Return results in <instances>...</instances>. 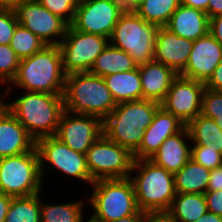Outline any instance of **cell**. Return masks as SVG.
<instances>
[{"instance_id":"cell-1","label":"cell","mask_w":222,"mask_h":222,"mask_svg":"<svg viewBox=\"0 0 222 222\" xmlns=\"http://www.w3.org/2000/svg\"><path fill=\"white\" fill-rule=\"evenodd\" d=\"M65 77L59 46L46 45L41 51L20 60L15 78L3 89V99H12L18 88L30 92L63 94Z\"/></svg>"},{"instance_id":"cell-2","label":"cell","mask_w":222,"mask_h":222,"mask_svg":"<svg viewBox=\"0 0 222 222\" xmlns=\"http://www.w3.org/2000/svg\"><path fill=\"white\" fill-rule=\"evenodd\" d=\"M20 93L18 96L17 92L14 100L3 99L6 109L23 125L35 141L55 135L61 115L65 110L63 94L30 91L23 93L22 90Z\"/></svg>"},{"instance_id":"cell-3","label":"cell","mask_w":222,"mask_h":222,"mask_svg":"<svg viewBox=\"0 0 222 222\" xmlns=\"http://www.w3.org/2000/svg\"><path fill=\"white\" fill-rule=\"evenodd\" d=\"M160 107V103L146 99L119 103L103 120V134L133 154Z\"/></svg>"},{"instance_id":"cell-4","label":"cell","mask_w":222,"mask_h":222,"mask_svg":"<svg viewBox=\"0 0 222 222\" xmlns=\"http://www.w3.org/2000/svg\"><path fill=\"white\" fill-rule=\"evenodd\" d=\"M129 178L140 211L148 215H164L169 210L176 195L173 173L149 159H140L134 160Z\"/></svg>"},{"instance_id":"cell-5","label":"cell","mask_w":222,"mask_h":222,"mask_svg":"<svg viewBox=\"0 0 222 222\" xmlns=\"http://www.w3.org/2000/svg\"><path fill=\"white\" fill-rule=\"evenodd\" d=\"M63 100L70 113L95 115L102 121L117 106L104 78L90 72L66 75Z\"/></svg>"},{"instance_id":"cell-6","label":"cell","mask_w":222,"mask_h":222,"mask_svg":"<svg viewBox=\"0 0 222 222\" xmlns=\"http://www.w3.org/2000/svg\"><path fill=\"white\" fill-rule=\"evenodd\" d=\"M91 188L86 197L92 207L87 222H112L139 211L130 178L96 180Z\"/></svg>"},{"instance_id":"cell-7","label":"cell","mask_w":222,"mask_h":222,"mask_svg":"<svg viewBox=\"0 0 222 222\" xmlns=\"http://www.w3.org/2000/svg\"><path fill=\"white\" fill-rule=\"evenodd\" d=\"M158 28L134 10H125L114 27L109 43L127 52L137 65L145 64L153 60Z\"/></svg>"},{"instance_id":"cell-8","label":"cell","mask_w":222,"mask_h":222,"mask_svg":"<svg viewBox=\"0 0 222 222\" xmlns=\"http://www.w3.org/2000/svg\"><path fill=\"white\" fill-rule=\"evenodd\" d=\"M46 183L35 147L29 152L0 158V193L11 197L31 196L43 192Z\"/></svg>"},{"instance_id":"cell-9","label":"cell","mask_w":222,"mask_h":222,"mask_svg":"<svg viewBox=\"0 0 222 222\" xmlns=\"http://www.w3.org/2000/svg\"><path fill=\"white\" fill-rule=\"evenodd\" d=\"M35 148L43 182L48 180L44 179L48 169L53 168L61 173V177L66 175V178L77 179L90 186L94 182L87 168L85 154L72 150L54 135L36 140Z\"/></svg>"},{"instance_id":"cell-10","label":"cell","mask_w":222,"mask_h":222,"mask_svg":"<svg viewBox=\"0 0 222 222\" xmlns=\"http://www.w3.org/2000/svg\"><path fill=\"white\" fill-rule=\"evenodd\" d=\"M85 157L93 181L129 178L134 162L127 148L110 141L104 134L86 151Z\"/></svg>"},{"instance_id":"cell-11","label":"cell","mask_w":222,"mask_h":222,"mask_svg":"<svg viewBox=\"0 0 222 222\" xmlns=\"http://www.w3.org/2000/svg\"><path fill=\"white\" fill-rule=\"evenodd\" d=\"M109 44L107 37L84 33L73 29L70 25L60 42L64 73L89 72L96 58Z\"/></svg>"},{"instance_id":"cell-12","label":"cell","mask_w":222,"mask_h":222,"mask_svg":"<svg viewBox=\"0 0 222 222\" xmlns=\"http://www.w3.org/2000/svg\"><path fill=\"white\" fill-rule=\"evenodd\" d=\"M124 12L121 0H79L70 26L75 30L109 39Z\"/></svg>"},{"instance_id":"cell-13","label":"cell","mask_w":222,"mask_h":222,"mask_svg":"<svg viewBox=\"0 0 222 222\" xmlns=\"http://www.w3.org/2000/svg\"><path fill=\"white\" fill-rule=\"evenodd\" d=\"M17 21L39 37L45 45H59L69 24L52 14L37 0H22L13 7Z\"/></svg>"},{"instance_id":"cell-14","label":"cell","mask_w":222,"mask_h":222,"mask_svg":"<svg viewBox=\"0 0 222 222\" xmlns=\"http://www.w3.org/2000/svg\"><path fill=\"white\" fill-rule=\"evenodd\" d=\"M205 85L201 81L178 75L170 86L161 107L187 125L201 114Z\"/></svg>"},{"instance_id":"cell-15","label":"cell","mask_w":222,"mask_h":222,"mask_svg":"<svg viewBox=\"0 0 222 222\" xmlns=\"http://www.w3.org/2000/svg\"><path fill=\"white\" fill-rule=\"evenodd\" d=\"M102 135L103 121L99 117L64 110L54 136L72 150L85 154Z\"/></svg>"},{"instance_id":"cell-16","label":"cell","mask_w":222,"mask_h":222,"mask_svg":"<svg viewBox=\"0 0 222 222\" xmlns=\"http://www.w3.org/2000/svg\"><path fill=\"white\" fill-rule=\"evenodd\" d=\"M222 61V45L210 34L193 41L189 59L180 76L205 83Z\"/></svg>"},{"instance_id":"cell-17","label":"cell","mask_w":222,"mask_h":222,"mask_svg":"<svg viewBox=\"0 0 222 222\" xmlns=\"http://www.w3.org/2000/svg\"><path fill=\"white\" fill-rule=\"evenodd\" d=\"M192 47L193 40L180 37L165 26L159 27L156 33L153 60L164 64L180 75L187 65Z\"/></svg>"},{"instance_id":"cell-18","label":"cell","mask_w":222,"mask_h":222,"mask_svg":"<svg viewBox=\"0 0 222 222\" xmlns=\"http://www.w3.org/2000/svg\"><path fill=\"white\" fill-rule=\"evenodd\" d=\"M185 126L176 116L160 107L145 130L139 148L133 153L134 160L151 158L168 137L180 132Z\"/></svg>"},{"instance_id":"cell-19","label":"cell","mask_w":222,"mask_h":222,"mask_svg":"<svg viewBox=\"0 0 222 222\" xmlns=\"http://www.w3.org/2000/svg\"><path fill=\"white\" fill-rule=\"evenodd\" d=\"M0 91V158L29 152L35 147V140L3 105Z\"/></svg>"},{"instance_id":"cell-20","label":"cell","mask_w":222,"mask_h":222,"mask_svg":"<svg viewBox=\"0 0 222 222\" xmlns=\"http://www.w3.org/2000/svg\"><path fill=\"white\" fill-rule=\"evenodd\" d=\"M187 139V140H186ZM191 159V140L187 127L168 137L149 158L155 165L175 174Z\"/></svg>"},{"instance_id":"cell-21","label":"cell","mask_w":222,"mask_h":222,"mask_svg":"<svg viewBox=\"0 0 222 222\" xmlns=\"http://www.w3.org/2000/svg\"><path fill=\"white\" fill-rule=\"evenodd\" d=\"M138 68L141 78L142 99L161 103L178 74L155 60L138 65Z\"/></svg>"},{"instance_id":"cell-22","label":"cell","mask_w":222,"mask_h":222,"mask_svg":"<svg viewBox=\"0 0 222 222\" xmlns=\"http://www.w3.org/2000/svg\"><path fill=\"white\" fill-rule=\"evenodd\" d=\"M165 27L180 37L194 41L209 33V17L202 10L180 4Z\"/></svg>"},{"instance_id":"cell-23","label":"cell","mask_w":222,"mask_h":222,"mask_svg":"<svg viewBox=\"0 0 222 222\" xmlns=\"http://www.w3.org/2000/svg\"><path fill=\"white\" fill-rule=\"evenodd\" d=\"M207 211L204 194L176 193L169 210L164 215L172 222H195Z\"/></svg>"},{"instance_id":"cell-24","label":"cell","mask_w":222,"mask_h":222,"mask_svg":"<svg viewBox=\"0 0 222 222\" xmlns=\"http://www.w3.org/2000/svg\"><path fill=\"white\" fill-rule=\"evenodd\" d=\"M116 104L142 99L139 68L103 77Z\"/></svg>"},{"instance_id":"cell-25","label":"cell","mask_w":222,"mask_h":222,"mask_svg":"<svg viewBox=\"0 0 222 222\" xmlns=\"http://www.w3.org/2000/svg\"><path fill=\"white\" fill-rule=\"evenodd\" d=\"M43 194L40 193V218L41 222H87V217L84 215L85 203L87 208L86 198L77 199L74 201L52 204L51 202L43 201ZM45 202V203H44ZM50 203V204H49ZM85 217V218H84ZM85 219V220H84Z\"/></svg>"},{"instance_id":"cell-26","label":"cell","mask_w":222,"mask_h":222,"mask_svg":"<svg viewBox=\"0 0 222 222\" xmlns=\"http://www.w3.org/2000/svg\"><path fill=\"white\" fill-rule=\"evenodd\" d=\"M137 67L138 65L127 52L109 43L96 58L89 72L97 76L105 77L118 72L130 71Z\"/></svg>"},{"instance_id":"cell-27","label":"cell","mask_w":222,"mask_h":222,"mask_svg":"<svg viewBox=\"0 0 222 222\" xmlns=\"http://www.w3.org/2000/svg\"><path fill=\"white\" fill-rule=\"evenodd\" d=\"M211 170L190 159L174 174L176 193H200L207 191Z\"/></svg>"},{"instance_id":"cell-28","label":"cell","mask_w":222,"mask_h":222,"mask_svg":"<svg viewBox=\"0 0 222 222\" xmlns=\"http://www.w3.org/2000/svg\"><path fill=\"white\" fill-rule=\"evenodd\" d=\"M191 145H202L213 143L217 151L222 153V131L213 119L199 114L186 125Z\"/></svg>"},{"instance_id":"cell-29","label":"cell","mask_w":222,"mask_h":222,"mask_svg":"<svg viewBox=\"0 0 222 222\" xmlns=\"http://www.w3.org/2000/svg\"><path fill=\"white\" fill-rule=\"evenodd\" d=\"M180 6V0H144L134 11L146 22L164 27Z\"/></svg>"},{"instance_id":"cell-30","label":"cell","mask_w":222,"mask_h":222,"mask_svg":"<svg viewBox=\"0 0 222 222\" xmlns=\"http://www.w3.org/2000/svg\"><path fill=\"white\" fill-rule=\"evenodd\" d=\"M5 222H41L40 193L26 197H12Z\"/></svg>"},{"instance_id":"cell-31","label":"cell","mask_w":222,"mask_h":222,"mask_svg":"<svg viewBox=\"0 0 222 222\" xmlns=\"http://www.w3.org/2000/svg\"><path fill=\"white\" fill-rule=\"evenodd\" d=\"M9 45L20 60L32 56L46 46L39 37L21 24L16 26Z\"/></svg>"},{"instance_id":"cell-32","label":"cell","mask_w":222,"mask_h":222,"mask_svg":"<svg viewBox=\"0 0 222 222\" xmlns=\"http://www.w3.org/2000/svg\"><path fill=\"white\" fill-rule=\"evenodd\" d=\"M19 62L20 59L9 44H0V89H4L15 78Z\"/></svg>"},{"instance_id":"cell-33","label":"cell","mask_w":222,"mask_h":222,"mask_svg":"<svg viewBox=\"0 0 222 222\" xmlns=\"http://www.w3.org/2000/svg\"><path fill=\"white\" fill-rule=\"evenodd\" d=\"M191 159L209 170L222 166V153L210 142L207 146L191 145Z\"/></svg>"},{"instance_id":"cell-34","label":"cell","mask_w":222,"mask_h":222,"mask_svg":"<svg viewBox=\"0 0 222 222\" xmlns=\"http://www.w3.org/2000/svg\"><path fill=\"white\" fill-rule=\"evenodd\" d=\"M44 8L48 9L65 20L72 23L79 0H37Z\"/></svg>"},{"instance_id":"cell-35","label":"cell","mask_w":222,"mask_h":222,"mask_svg":"<svg viewBox=\"0 0 222 222\" xmlns=\"http://www.w3.org/2000/svg\"><path fill=\"white\" fill-rule=\"evenodd\" d=\"M18 24L12 7H0V44H10Z\"/></svg>"},{"instance_id":"cell-36","label":"cell","mask_w":222,"mask_h":222,"mask_svg":"<svg viewBox=\"0 0 222 222\" xmlns=\"http://www.w3.org/2000/svg\"><path fill=\"white\" fill-rule=\"evenodd\" d=\"M201 113H222V92L205 88Z\"/></svg>"},{"instance_id":"cell-37","label":"cell","mask_w":222,"mask_h":222,"mask_svg":"<svg viewBox=\"0 0 222 222\" xmlns=\"http://www.w3.org/2000/svg\"><path fill=\"white\" fill-rule=\"evenodd\" d=\"M207 203V210L222 216V190L206 191L204 193Z\"/></svg>"},{"instance_id":"cell-38","label":"cell","mask_w":222,"mask_h":222,"mask_svg":"<svg viewBox=\"0 0 222 222\" xmlns=\"http://www.w3.org/2000/svg\"><path fill=\"white\" fill-rule=\"evenodd\" d=\"M205 87L215 91L222 92V61L214 69L210 78L204 83Z\"/></svg>"},{"instance_id":"cell-39","label":"cell","mask_w":222,"mask_h":222,"mask_svg":"<svg viewBox=\"0 0 222 222\" xmlns=\"http://www.w3.org/2000/svg\"><path fill=\"white\" fill-rule=\"evenodd\" d=\"M222 190V166L212 169L209 175L207 191Z\"/></svg>"},{"instance_id":"cell-40","label":"cell","mask_w":222,"mask_h":222,"mask_svg":"<svg viewBox=\"0 0 222 222\" xmlns=\"http://www.w3.org/2000/svg\"><path fill=\"white\" fill-rule=\"evenodd\" d=\"M209 33L222 45V14L209 19Z\"/></svg>"},{"instance_id":"cell-41","label":"cell","mask_w":222,"mask_h":222,"mask_svg":"<svg viewBox=\"0 0 222 222\" xmlns=\"http://www.w3.org/2000/svg\"><path fill=\"white\" fill-rule=\"evenodd\" d=\"M180 4L202 10L208 15L209 0H180Z\"/></svg>"},{"instance_id":"cell-42","label":"cell","mask_w":222,"mask_h":222,"mask_svg":"<svg viewBox=\"0 0 222 222\" xmlns=\"http://www.w3.org/2000/svg\"><path fill=\"white\" fill-rule=\"evenodd\" d=\"M11 200V196L0 193V222H5Z\"/></svg>"},{"instance_id":"cell-43","label":"cell","mask_w":222,"mask_h":222,"mask_svg":"<svg viewBox=\"0 0 222 222\" xmlns=\"http://www.w3.org/2000/svg\"><path fill=\"white\" fill-rule=\"evenodd\" d=\"M222 14V0H209L208 17L209 19Z\"/></svg>"},{"instance_id":"cell-44","label":"cell","mask_w":222,"mask_h":222,"mask_svg":"<svg viewBox=\"0 0 222 222\" xmlns=\"http://www.w3.org/2000/svg\"><path fill=\"white\" fill-rule=\"evenodd\" d=\"M147 217H148L147 213L139 210L137 213L133 215H129L127 217H123L112 222H144Z\"/></svg>"},{"instance_id":"cell-45","label":"cell","mask_w":222,"mask_h":222,"mask_svg":"<svg viewBox=\"0 0 222 222\" xmlns=\"http://www.w3.org/2000/svg\"><path fill=\"white\" fill-rule=\"evenodd\" d=\"M195 222H222V216L207 211L205 214L199 217Z\"/></svg>"},{"instance_id":"cell-46","label":"cell","mask_w":222,"mask_h":222,"mask_svg":"<svg viewBox=\"0 0 222 222\" xmlns=\"http://www.w3.org/2000/svg\"><path fill=\"white\" fill-rule=\"evenodd\" d=\"M204 117L213 119L217 126L222 131V113H201Z\"/></svg>"},{"instance_id":"cell-47","label":"cell","mask_w":222,"mask_h":222,"mask_svg":"<svg viewBox=\"0 0 222 222\" xmlns=\"http://www.w3.org/2000/svg\"><path fill=\"white\" fill-rule=\"evenodd\" d=\"M125 10H134L144 0H121Z\"/></svg>"},{"instance_id":"cell-48","label":"cell","mask_w":222,"mask_h":222,"mask_svg":"<svg viewBox=\"0 0 222 222\" xmlns=\"http://www.w3.org/2000/svg\"><path fill=\"white\" fill-rule=\"evenodd\" d=\"M144 222H172L165 215H148Z\"/></svg>"},{"instance_id":"cell-49","label":"cell","mask_w":222,"mask_h":222,"mask_svg":"<svg viewBox=\"0 0 222 222\" xmlns=\"http://www.w3.org/2000/svg\"><path fill=\"white\" fill-rule=\"evenodd\" d=\"M22 0H0V7H13Z\"/></svg>"}]
</instances>
